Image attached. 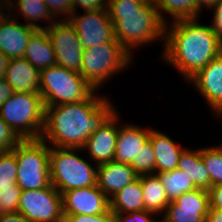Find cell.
<instances>
[{
    "mask_svg": "<svg viewBox=\"0 0 222 222\" xmlns=\"http://www.w3.org/2000/svg\"><path fill=\"white\" fill-rule=\"evenodd\" d=\"M97 92L85 101L45 107L41 139L52 147L82 148L88 137L117 111L109 97Z\"/></svg>",
    "mask_w": 222,
    "mask_h": 222,
    "instance_id": "obj_1",
    "label": "cell"
},
{
    "mask_svg": "<svg viewBox=\"0 0 222 222\" xmlns=\"http://www.w3.org/2000/svg\"><path fill=\"white\" fill-rule=\"evenodd\" d=\"M199 17L170 21L165 26L161 58L188 81L222 53V42Z\"/></svg>",
    "mask_w": 222,
    "mask_h": 222,
    "instance_id": "obj_2",
    "label": "cell"
},
{
    "mask_svg": "<svg viewBox=\"0 0 222 222\" xmlns=\"http://www.w3.org/2000/svg\"><path fill=\"white\" fill-rule=\"evenodd\" d=\"M107 11L115 38L134 57L133 51L155 40L165 41L166 23L154 3L139 0H108Z\"/></svg>",
    "mask_w": 222,
    "mask_h": 222,
    "instance_id": "obj_3",
    "label": "cell"
},
{
    "mask_svg": "<svg viewBox=\"0 0 222 222\" xmlns=\"http://www.w3.org/2000/svg\"><path fill=\"white\" fill-rule=\"evenodd\" d=\"M77 151L83 150L50 146V180L61 195L69 190L97 185V165L94 168L88 161L77 155Z\"/></svg>",
    "mask_w": 222,
    "mask_h": 222,
    "instance_id": "obj_4",
    "label": "cell"
},
{
    "mask_svg": "<svg viewBox=\"0 0 222 222\" xmlns=\"http://www.w3.org/2000/svg\"><path fill=\"white\" fill-rule=\"evenodd\" d=\"M132 59L117 39L111 40L83 49L80 74L99 91L110 77L131 66Z\"/></svg>",
    "mask_w": 222,
    "mask_h": 222,
    "instance_id": "obj_5",
    "label": "cell"
},
{
    "mask_svg": "<svg viewBox=\"0 0 222 222\" xmlns=\"http://www.w3.org/2000/svg\"><path fill=\"white\" fill-rule=\"evenodd\" d=\"M0 116L21 139L41 138L45 105L40 93L14 92L0 106Z\"/></svg>",
    "mask_w": 222,
    "mask_h": 222,
    "instance_id": "obj_6",
    "label": "cell"
},
{
    "mask_svg": "<svg viewBox=\"0 0 222 222\" xmlns=\"http://www.w3.org/2000/svg\"><path fill=\"white\" fill-rule=\"evenodd\" d=\"M95 91L79 72L59 65L41 70L39 93L45 107L85 101Z\"/></svg>",
    "mask_w": 222,
    "mask_h": 222,
    "instance_id": "obj_7",
    "label": "cell"
},
{
    "mask_svg": "<svg viewBox=\"0 0 222 222\" xmlns=\"http://www.w3.org/2000/svg\"><path fill=\"white\" fill-rule=\"evenodd\" d=\"M49 150L50 146L41 138L21 139L12 149L17 163L16 183L22 191L51 185Z\"/></svg>",
    "mask_w": 222,
    "mask_h": 222,
    "instance_id": "obj_8",
    "label": "cell"
},
{
    "mask_svg": "<svg viewBox=\"0 0 222 222\" xmlns=\"http://www.w3.org/2000/svg\"><path fill=\"white\" fill-rule=\"evenodd\" d=\"M18 212L29 222H59L64 218L62 195L52 184L21 191Z\"/></svg>",
    "mask_w": 222,
    "mask_h": 222,
    "instance_id": "obj_9",
    "label": "cell"
},
{
    "mask_svg": "<svg viewBox=\"0 0 222 222\" xmlns=\"http://www.w3.org/2000/svg\"><path fill=\"white\" fill-rule=\"evenodd\" d=\"M45 30L55 51L57 65L80 73L83 48L70 22L56 20Z\"/></svg>",
    "mask_w": 222,
    "mask_h": 222,
    "instance_id": "obj_10",
    "label": "cell"
},
{
    "mask_svg": "<svg viewBox=\"0 0 222 222\" xmlns=\"http://www.w3.org/2000/svg\"><path fill=\"white\" fill-rule=\"evenodd\" d=\"M67 20L76 30L83 49L116 40L107 8L84 11L83 15L72 13Z\"/></svg>",
    "mask_w": 222,
    "mask_h": 222,
    "instance_id": "obj_11",
    "label": "cell"
},
{
    "mask_svg": "<svg viewBox=\"0 0 222 222\" xmlns=\"http://www.w3.org/2000/svg\"><path fill=\"white\" fill-rule=\"evenodd\" d=\"M209 209L208 190L197 188L171 201L159 222H205Z\"/></svg>",
    "mask_w": 222,
    "mask_h": 222,
    "instance_id": "obj_12",
    "label": "cell"
},
{
    "mask_svg": "<svg viewBox=\"0 0 222 222\" xmlns=\"http://www.w3.org/2000/svg\"><path fill=\"white\" fill-rule=\"evenodd\" d=\"M187 82L192 84L204 98L206 104L212 109L210 111L222 119V53Z\"/></svg>",
    "mask_w": 222,
    "mask_h": 222,
    "instance_id": "obj_13",
    "label": "cell"
},
{
    "mask_svg": "<svg viewBox=\"0 0 222 222\" xmlns=\"http://www.w3.org/2000/svg\"><path fill=\"white\" fill-rule=\"evenodd\" d=\"M63 215H98L110 209L109 198L97 185L62 194Z\"/></svg>",
    "mask_w": 222,
    "mask_h": 222,
    "instance_id": "obj_14",
    "label": "cell"
},
{
    "mask_svg": "<svg viewBox=\"0 0 222 222\" xmlns=\"http://www.w3.org/2000/svg\"><path fill=\"white\" fill-rule=\"evenodd\" d=\"M120 112L117 110L104 125L91 134L86 140L82 150L87 151L90 161L100 165L114 160V153L118 137ZM120 122V123H118Z\"/></svg>",
    "mask_w": 222,
    "mask_h": 222,
    "instance_id": "obj_15",
    "label": "cell"
},
{
    "mask_svg": "<svg viewBox=\"0 0 222 222\" xmlns=\"http://www.w3.org/2000/svg\"><path fill=\"white\" fill-rule=\"evenodd\" d=\"M36 30L7 13L0 22V52L9 60L23 58L27 43Z\"/></svg>",
    "mask_w": 222,
    "mask_h": 222,
    "instance_id": "obj_16",
    "label": "cell"
},
{
    "mask_svg": "<svg viewBox=\"0 0 222 222\" xmlns=\"http://www.w3.org/2000/svg\"><path fill=\"white\" fill-rule=\"evenodd\" d=\"M151 128H142L137 124L119 125L118 137L114 153V161L122 164H130L136 159L142 146L149 140Z\"/></svg>",
    "mask_w": 222,
    "mask_h": 222,
    "instance_id": "obj_17",
    "label": "cell"
},
{
    "mask_svg": "<svg viewBox=\"0 0 222 222\" xmlns=\"http://www.w3.org/2000/svg\"><path fill=\"white\" fill-rule=\"evenodd\" d=\"M137 177L129 164L113 160L97 165V186L109 199Z\"/></svg>",
    "mask_w": 222,
    "mask_h": 222,
    "instance_id": "obj_18",
    "label": "cell"
},
{
    "mask_svg": "<svg viewBox=\"0 0 222 222\" xmlns=\"http://www.w3.org/2000/svg\"><path fill=\"white\" fill-rule=\"evenodd\" d=\"M4 78L14 92L39 93L41 71L24 57L9 60Z\"/></svg>",
    "mask_w": 222,
    "mask_h": 222,
    "instance_id": "obj_19",
    "label": "cell"
},
{
    "mask_svg": "<svg viewBox=\"0 0 222 222\" xmlns=\"http://www.w3.org/2000/svg\"><path fill=\"white\" fill-rule=\"evenodd\" d=\"M149 140L156 156V174L168 172L178 167L179 157L185 149L170 136L151 128Z\"/></svg>",
    "mask_w": 222,
    "mask_h": 222,
    "instance_id": "obj_20",
    "label": "cell"
},
{
    "mask_svg": "<svg viewBox=\"0 0 222 222\" xmlns=\"http://www.w3.org/2000/svg\"><path fill=\"white\" fill-rule=\"evenodd\" d=\"M24 58L40 71L57 65L55 51L45 29L36 30L31 35Z\"/></svg>",
    "mask_w": 222,
    "mask_h": 222,
    "instance_id": "obj_21",
    "label": "cell"
},
{
    "mask_svg": "<svg viewBox=\"0 0 222 222\" xmlns=\"http://www.w3.org/2000/svg\"><path fill=\"white\" fill-rule=\"evenodd\" d=\"M8 11L11 16L17 19L18 17L20 18V15L22 14V17L26 20L25 24L37 30L46 29L47 27L52 25L54 21H56V19H54L49 13L44 0H11L10 8ZM12 11L15 12L12 13ZM44 20L45 22H49L47 23L48 25L46 24L42 26L41 24H39V22H43Z\"/></svg>",
    "mask_w": 222,
    "mask_h": 222,
    "instance_id": "obj_22",
    "label": "cell"
},
{
    "mask_svg": "<svg viewBox=\"0 0 222 222\" xmlns=\"http://www.w3.org/2000/svg\"><path fill=\"white\" fill-rule=\"evenodd\" d=\"M141 182L144 206L146 211L155 213L158 218L164 214L170 200L157 174H143L138 176Z\"/></svg>",
    "mask_w": 222,
    "mask_h": 222,
    "instance_id": "obj_23",
    "label": "cell"
},
{
    "mask_svg": "<svg viewBox=\"0 0 222 222\" xmlns=\"http://www.w3.org/2000/svg\"><path fill=\"white\" fill-rule=\"evenodd\" d=\"M113 214L145 211L142 187L139 177L126 185L110 199Z\"/></svg>",
    "mask_w": 222,
    "mask_h": 222,
    "instance_id": "obj_24",
    "label": "cell"
},
{
    "mask_svg": "<svg viewBox=\"0 0 222 222\" xmlns=\"http://www.w3.org/2000/svg\"><path fill=\"white\" fill-rule=\"evenodd\" d=\"M177 168L184 171L197 188H210V176L203 164L200 148L189 150L186 147L180 154Z\"/></svg>",
    "mask_w": 222,
    "mask_h": 222,
    "instance_id": "obj_25",
    "label": "cell"
},
{
    "mask_svg": "<svg viewBox=\"0 0 222 222\" xmlns=\"http://www.w3.org/2000/svg\"><path fill=\"white\" fill-rule=\"evenodd\" d=\"M154 4L158 9L159 15L165 23L187 18H197V3L196 0H154ZM164 12V13H163Z\"/></svg>",
    "mask_w": 222,
    "mask_h": 222,
    "instance_id": "obj_26",
    "label": "cell"
},
{
    "mask_svg": "<svg viewBox=\"0 0 222 222\" xmlns=\"http://www.w3.org/2000/svg\"><path fill=\"white\" fill-rule=\"evenodd\" d=\"M157 175L165 188L170 202L174 201L183 193L197 189L192 179H190L184 171L178 168L172 171L162 172Z\"/></svg>",
    "mask_w": 222,
    "mask_h": 222,
    "instance_id": "obj_27",
    "label": "cell"
},
{
    "mask_svg": "<svg viewBox=\"0 0 222 222\" xmlns=\"http://www.w3.org/2000/svg\"><path fill=\"white\" fill-rule=\"evenodd\" d=\"M200 148L203 164L210 176V187L222 184V146Z\"/></svg>",
    "mask_w": 222,
    "mask_h": 222,
    "instance_id": "obj_28",
    "label": "cell"
},
{
    "mask_svg": "<svg viewBox=\"0 0 222 222\" xmlns=\"http://www.w3.org/2000/svg\"><path fill=\"white\" fill-rule=\"evenodd\" d=\"M129 165L138 176L156 174V156L150 140L142 146L136 159H132Z\"/></svg>",
    "mask_w": 222,
    "mask_h": 222,
    "instance_id": "obj_29",
    "label": "cell"
},
{
    "mask_svg": "<svg viewBox=\"0 0 222 222\" xmlns=\"http://www.w3.org/2000/svg\"><path fill=\"white\" fill-rule=\"evenodd\" d=\"M17 180V163L15 153L10 151L0 152V189L13 187Z\"/></svg>",
    "mask_w": 222,
    "mask_h": 222,
    "instance_id": "obj_30",
    "label": "cell"
},
{
    "mask_svg": "<svg viewBox=\"0 0 222 222\" xmlns=\"http://www.w3.org/2000/svg\"><path fill=\"white\" fill-rule=\"evenodd\" d=\"M21 191L17 184L0 189V214L18 212Z\"/></svg>",
    "mask_w": 222,
    "mask_h": 222,
    "instance_id": "obj_31",
    "label": "cell"
},
{
    "mask_svg": "<svg viewBox=\"0 0 222 222\" xmlns=\"http://www.w3.org/2000/svg\"><path fill=\"white\" fill-rule=\"evenodd\" d=\"M46 5L49 13L56 20H67L73 13V0H48Z\"/></svg>",
    "mask_w": 222,
    "mask_h": 222,
    "instance_id": "obj_32",
    "label": "cell"
},
{
    "mask_svg": "<svg viewBox=\"0 0 222 222\" xmlns=\"http://www.w3.org/2000/svg\"><path fill=\"white\" fill-rule=\"evenodd\" d=\"M21 138L0 116V152L12 150Z\"/></svg>",
    "mask_w": 222,
    "mask_h": 222,
    "instance_id": "obj_33",
    "label": "cell"
},
{
    "mask_svg": "<svg viewBox=\"0 0 222 222\" xmlns=\"http://www.w3.org/2000/svg\"><path fill=\"white\" fill-rule=\"evenodd\" d=\"M155 213L150 211H138L123 214H114V222H159L160 218ZM153 217V218H152Z\"/></svg>",
    "mask_w": 222,
    "mask_h": 222,
    "instance_id": "obj_34",
    "label": "cell"
},
{
    "mask_svg": "<svg viewBox=\"0 0 222 222\" xmlns=\"http://www.w3.org/2000/svg\"><path fill=\"white\" fill-rule=\"evenodd\" d=\"M64 218L69 222H114V214L110 209L98 215H64Z\"/></svg>",
    "mask_w": 222,
    "mask_h": 222,
    "instance_id": "obj_35",
    "label": "cell"
},
{
    "mask_svg": "<svg viewBox=\"0 0 222 222\" xmlns=\"http://www.w3.org/2000/svg\"><path fill=\"white\" fill-rule=\"evenodd\" d=\"M211 9L213 10V18L210 27L215 36L222 42V0H218Z\"/></svg>",
    "mask_w": 222,
    "mask_h": 222,
    "instance_id": "obj_36",
    "label": "cell"
},
{
    "mask_svg": "<svg viewBox=\"0 0 222 222\" xmlns=\"http://www.w3.org/2000/svg\"><path fill=\"white\" fill-rule=\"evenodd\" d=\"M108 0H73V13H77L80 7L84 11H97L107 8Z\"/></svg>",
    "mask_w": 222,
    "mask_h": 222,
    "instance_id": "obj_37",
    "label": "cell"
},
{
    "mask_svg": "<svg viewBox=\"0 0 222 222\" xmlns=\"http://www.w3.org/2000/svg\"><path fill=\"white\" fill-rule=\"evenodd\" d=\"M208 192L210 209L222 210V184L211 186Z\"/></svg>",
    "mask_w": 222,
    "mask_h": 222,
    "instance_id": "obj_38",
    "label": "cell"
},
{
    "mask_svg": "<svg viewBox=\"0 0 222 222\" xmlns=\"http://www.w3.org/2000/svg\"><path fill=\"white\" fill-rule=\"evenodd\" d=\"M14 94V90L12 87L6 82L5 78L0 79V106L6 102L12 95Z\"/></svg>",
    "mask_w": 222,
    "mask_h": 222,
    "instance_id": "obj_39",
    "label": "cell"
},
{
    "mask_svg": "<svg viewBox=\"0 0 222 222\" xmlns=\"http://www.w3.org/2000/svg\"><path fill=\"white\" fill-rule=\"evenodd\" d=\"M0 222H29L21 213L11 212L0 214Z\"/></svg>",
    "mask_w": 222,
    "mask_h": 222,
    "instance_id": "obj_40",
    "label": "cell"
},
{
    "mask_svg": "<svg viewBox=\"0 0 222 222\" xmlns=\"http://www.w3.org/2000/svg\"><path fill=\"white\" fill-rule=\"evenodd\" d=\"M218 0H196L197 3V17H201L199 16L200 13H202L201 10H203V8L205 7L207 10H211V8L214 6V4L217 2Z\"/></svg>",
    "mask_w": 222,
    "mask_h": 222,
    "instance_id": "obj_41",
    "label": "cell"
},
{
    "mask_svg": "<svg viewBox=\"0 0 222 222\" xmlns=\"http://www.w3.org/2000/svg\"><path fill=\"white\" fill-rule=\"evenodd\" d=\"M205 222H222V210L209 209Z\"/></svg>",
    "mask_w": 222,
    "mask_h": 222,
    "instance_id": "obj_42",
    "label": "cell"
},
{
    "mask_svg": "<svg viewBox=\"0 0 222 222\" xmlns=\"http://www.w3.org/2000/svg\"><path fill=\"white\" fill-rule=\"evenodd\" d=\"M8 62L9 59L2 52H0V79L5 76Z\"/></svg>",
    "mask_w": 222,
    "mask_h": 222,
    "instance_id": "obj_43",
    "label": "cell"
},
{
    "mask_svg": "<svg viewBox=\"0 0 222 222\" xmlns=\"http://www.w3.org/2000/svg\"><path fill=\"white\" fill-rule=\"evenodd\" d=\"M4 10H6V11H4ZM8 10L9 9L7 7L0 6V22L7 16L6 13H9Z\"/></svg>",
    "mask_w": 222,
    "mask_h": 222,
    "instance_id": "obj_44",
    "label": "cell"
},
{
    "mask_svg": "<svg viewBox=\"0 0 222 222\" xmlns=\"http://www.w3.org/2000/svg\"><path fill=\"white\" fill-rule=\"evenodd\" d=\"M11 0H0V6L10 8Z\"/></svg>",
    "mask_w": 222,
    "mask_h": 222,
    "instance_id": "obj_45",
    "label": "cell"
},
{
    "mask_svg": "<svg viewBox=\"0 0 222 222\" xmlns=\"http://www.w3.org/2000/svg\"><path fill=\"white\" fill-rule=\"evenodd\" d=\"M139 1H141L142 3H146V4L154 3V0H139Z\"/></svg>",
    "mask_w": 222,
    "mask_h": 222,
    "instance_id": "obj_46",
    "label": "cell"
},
{
    "mask_svg": "<svg viewBox=\"0 0 222 222\" xmlns=\"http://www.w3.org/2000/svg\"><path fill=\"white\" fill-rule=\"evenodd\" d=\"M59 222H69V221L66 218H63Z\"/></svg>",
    "mask_w": 222,
    "mask_h": 222,
    "instance_id": "obj_47",
    "label": "cell"
}]
</instances>
